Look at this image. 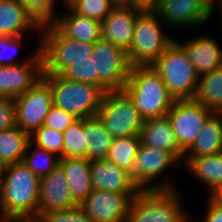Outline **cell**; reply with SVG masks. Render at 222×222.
<instances>
[{"label":"cell","mask_w":222,"mask_h":222,"mask_svg":"<svg viewBox=\"0 0 222 222\" xmlns=\"http://www.w3.org/2000/svg\"><path fill=\"white\" fill-rule=\"evenodd\" d=\"M124 90L144 120L167 115L175 102L162 77L151 66H131Z\"/></svg>","instance_id":"1"},{"label":"cell","mask_w":222,"mask_h":222,"mask_svg":"<svg viewBox=\"0 0 222 222\" xmlns=\"http://www.w3.org/2000/svg\"><path fill=\"white\" fill-rule=\"evenodd\" d=\"M40 178L23 162L9 164L0 189V217L38 214Z\"/></svg>","instance_id":"2"},{"label":"cell","mask_w":222,"mask_h":222,"mask_svg":"<svg viewBox=\"0 0 222 222\" xmlns=\"http://www.w3.org/2000/svg\"><path fill=\"white\" fill-rule=\"evenodd\" d=\"M174 36L154 10H142L137 15L131 46L126 52L130 65L151 66L175 41Z\"/></svg>","instance_id":"3"},{"label":"cell","mask_w":222,"mask_h":222,"mask_svg":"<svg viewBox=\"0 0 222 222\" xmlns=\"http://www.w3.org/2000/svg\"><path fill=\"white\" fill-rule=\"evenodd\" d=\"M180 191V188L140 190L130 202L126 222H191V213L184 207Z\"/></svg>","instance_id":"4"},{"label":"cell","mask_w":222,"mask_h":222,"mask_svg":"<svg viewBox=\"0 0 222 222\" xmlns=\"http://www.w3.org/2000/svg\"><path fill=\"white\" fill-rule=\"evenodd\" d=\"M50 84L55 107L74 115L77 119L95 116L106 91L92 83L67 80L59 74H43Z\"/></svg>","instance_id":"5"},{"label":"cell","mask_w":222,"mask_h":222,"mask_svg":"<svg viewBox=\"0 0 222 222\" xmlns=\"http://www.w3.org/2000/svg\"><path fill=\"white\" fill-rule=\"evenodd\" d=\"M39 50L42 55L43 74H59L74 61L92 57L94 44L64 36L52 23L41 27Z\"/></svg>","instance_id":"6"},{"label":"cell","mask_w":222,"mask_h":222,"mask_svg":"<svg viewBox=\"0 0 222 222\" xmlns=\"http://www.w3.org/2000/svg\"><path fill=\"white\" fill-rule=\"evenodd\" d=\"M162 77L175 100L194 99L199 75L185 50L174 41L151 65Z\"/></svg>","instance_id":"7"},{"label":"cell","mask_w":222,"mask_h":222,"mask_svg":"<svg viewBox=\"0 0 222 222\" xmlns=\"http://www.w3.org/2000/svg\"><path fill=\"white\" fill-rule=\"evenodd\" d=\"M181 168L183 163L173 153L140 143L134 164V183L140 190L177 189V181L165 173Z\"/></svg>","instance_id":"8"},{"label":"cell","mask_w":222,"mask_h":222,"mask_svg":"<svg viewBox=\"0 0 222 222\" xmlns=\"http://www.w3.org/2000/svg\"><path fill=\"white\" fill-rule=\"evenodd\" d=\"M96 115L113 139L139 135L144 123L134 101L124 89L108 90Z\"/></svg>","instance_id":"9"},{"label":"cell","mask_w":222,"mask_h":222,"mask_svg":"<svg viewBox=\"0 0 222 222\" xmlns=\"http://www.w3.org/2000/svg\"><path fill=\"white\" fill-rule=\"evenodd\" d=\"M154 11L171 32H177L178 35H183L181 29L186 33L185 30L194 32L197 28H205L207 24L208 28L211 21L215 20L213 10L203 0H159Z\"/></svg>","instance_id":"10"},{"label":"cell","mask_w":222,"mask_h":222,"mask_svg":"<svg viewBox=\"0 0 222 222\" xmlns=\"http://www.w3.org/2000/svg\"><path fill=\"white\" fill-rule=\"evenodd\" d=\"M52 106L50 84L41 77L30 90L15 98L16 126L29 136L32 135L43 126Z\"/></svg>","instance_id":"11"},{"label":"cell","mask_w":222,"mask_h":222,"mask_svg":"<svg viewBox=\"0 0 222 222\" xmlns=\"http://www.w3.org/2000/svg\"><path fill=\"white\" fill-rule=\"evenodd\" d=\"M214 113L195 99L175 100L167 115L184 152L194 144L200 130Z\"/></svg>","instance_id":"12"},{"label":"cell","mask_w":222,"mask_h":222,"mask_svg":"<svg viewBox=\"0 0 222 222\" xmlns=\"http://www.w3.org/2000/svg\"><path fill=\"white\" fill-rule=\"evenodd\" d=\"M92 57L99 80L109 90H123L131 69L126 52L100 38L94 43Z\"/></svg>","instance_id":"13"},{"label":"cell","mask_w":222,"mask_h":222,"mask_svg":"<svg viewBox=\"0 0 222 222\" xmlns=\"http://www.w3.org/2000/svg\"><path fill=\"white\" fill-rule=\"evenodd\" d=\"M137 194L94 189L80 207L93 222H126L130 202Z\"/></svg>","instance_id":"14"},{"label":"cell","mask_w":222,"mask_h":222,"mask_svg":"<svg viewBox=\"0 0 222 222\" xmlns=\"http://www.w3.org/2000/svg\"><path fill=\"white\" fill-rule=\"evenodd\" d=\"M189 35L188 38H180L181 34L175 36V41L185 50L188 59L194 65L196 73L201 76L222 66V46L217 37L211 36L207 31ZM208 32V33H207ZM179 37V38H178ZM177 38V39H176ZM181 39V40H180ZM180 40V41H179Z\"/></svg>","instance_id":"15"},{"label":"cell","mask_w":222,"mask_h":222,"mask_svg":"<svg viewBox=\"0 0 222 222\" xmlns=\"http://www.w3.org/2000/svg\"><path fill=\"white\" fill-rule=\"evenodd\" d=\"M40 50L26 63L0 66V97L17 98L30 90L42 77Z\"/></svg>","instance_id":"16"},{"label":"cell","mask_w":222,"mask_h":222,"mask_svg":"<svg viewBox=\"0 0 222 222\" xmlns=\"http://www.w3.org/2000/svg\"><path fill=\"white\" fill-rule=\"evenodd\" d=\"M66 174L58 165L50 174L40 178L38 214L66 210L77 206L74 201Z\"/></svg>","instance_id":"17"},{"label":"cell","mask_w":222,"mask_h":222,"mask_svg":"<svg viewBox=\"0 0 222 222\" xmlns=\"http://www.w3.org/2000/svg\"><path fill=\"white\" fill-rule=\"evenodd\" d=\"M142 9L118 3L101 22V38L127 52L134 35L135 21Z\"/></svg>","instance_id":"18"},{"label":"cell","mask_w":222,"mask_h":222,"mask_svg":"<svg viewBox=\"0 0 222 222\" xmlns=\"http://www.w3.org/2000/svg\"><path fill=\"white\" fill-rule=\"evenodd\" d=\"M42 25L17 0H0V34L23 36L36 33L39 41ZM31 32V33H30Z\"/></svg>","instance_id":"19"},{"label":"cell","mask_w":222,"mask_h":222,"mask_svg":"<svg viewBox=\"0 0 222 222\" xmlns=\"http://www.w3.org/2000/svg\"><path fill=\"white\" fill-rule=\"evenodd\" d=\"M93 189L123 193H139L131 174L107 159L91 161Z\"/></svg>","instance_id":"20"},{"label":"cell","mask_w":222,"mask_h":222,"mask_svg":"<svg viewBox=\"0 0 222 222\" xmlns=\"http://www.w3.org/2000/svg\"><path fill=\"white\" fill-rule=\"evenodd\" d=\"M139 137L142 145L167 150L183 163L185 152L179 147L168 115L145 119Z\"/></svg>","instance_id":"21"},{"label":"cell","mask_w":222,"mask_h":222,"mask_svg":"<svg viewBox=\"0 0 222 222\" xmlns=\"http://www.w3.org/2000/svg\"><path fill=\"white\" fill-rule=\"evenodd\" d=\"M58 13L52 24L66 37L87 43L101 38V23L75 13L68 5ZM63 12V13H62Z\"/></svg>","instance_id":"22"},{"label":"cell","mask_w":222,"mask_h":222,"mask_svg":"<svg viewBox=\"0 0 222 222\" xmlns=\"http://www.w3.org/2000/svg\"><path fill=\"white\" fill-rule=\"evenodd\" d=\"M182 169L202 184L208 196L222 185V152L200 157H184Z\"/></svg>","instance_id":"23"},{"label":"cell","mask_w":222,"mask_h":222,"mask_svg":"<svg viewBox=\"0 0 222 222\" xmlns=\"http://www.w3.org/2000/svg\"><path fill=\"white\" fill-rule=\"evenodd\" d=\"M59 165L65 171L74 201L80 205L94 190L91 161L87 158H60Z\"/></svg>","instance_id":"24"},{"label":"cell","mask_w":222,"mask_h":222,"mask_svg":"<svg viewBox=\"0 0 222 222\" xmlns=\"http://www.w3.org/2000/svg\"><path fill=\"white\" fill-rule=\"evenodd\" d=\"M222 152V113H214L204 124L184 157H200Z\"/></svg>","instance_id":"25"},{"label":"cell","mask_w":222,"mask_h":222,"mask_svg":"<svg viewBox=\"0 0 222 222\" xmlns=\"http://www.w3.org/2000/svg\"><path fill=\"white\" fill-rule=\"evenodd\" d=\"M84 135L87 159L89 161L106 159L113 137L97 115L84 119Z\"/></svg>","instance_id":"26"},{"label":"cell","mask_w":222,"mask_h":222,"mask_svg":"<svg viewBox=\"0 0 222 222\" xmlns=\"http://www.w3.org/2000/svg\"><path fill=\"white\" fill-rule=\"evenodd\" d=\"M194 99L215 113H222V66L199 76Z\"/></svg>","instance_id":"27"},{"label":"cell","mask_w":222,"mask_h":222,"mask_svg":"<svg viewBox=\"0 0 222 222\" xmlns=\"http://www.w3.org/2000/svg\"><path fill=\"white\" fill-rule=\"evenodd\" d=\"M30 136L18 126L0 132V160L6 165L23 162Z\"/></svg>","instance_id":"28"},{"label":"cell","mask_w":222,"mask_h":222,"mask_svg":"<svg viewBox=\"0 0 222 222\" xmlns=\"http://www.w3.org/2000/svg\"><path fill=\"white\" fill-rule=\"evenodd\" d=\"M140 146L139 135L113 139L107 160L131 174L134 181V164Z\"/></svg>","instance_id":"29"},{"label":"cell","mask_w":222,"mask_h":222,"mask_svg":"<svg viewBox=\"0 0 222 222\" xmlns=\"http://www.w3.org/2000/svg\"><path fill=\"white\" fill-rule=\"evenodd\" d=\"M60 157L29 141L23 163L39 178L50 174L58 165Z\"/></svg>","instance_id":"30"},{"label":"cell","mask_w":222,"mask_h":222,"mask_svg":"<svg viewBox=\"0 0 222 222\" xmlns=\"http://www.w3.org/2000/svg\"><path fill=\"white\" fill-rule=\"evenodd\" d=\"M24 36L26 35L8 36L5 34H0V66H11L26 63L39 51V41H37L36 46L33 48L34 50L29 51L32 53H27L28 55L26 54V57H22L21 55V59H18L17 56L19 55V50H21V46L24 47V40L29 38L28 36L24 38Z\"/></svg>","instance_id":"31"},{"label":"cell","mask_w":222,"mask_h":222,"mask_svg":"<svg viewBox=\"0 0 222 222\" xmlns=\"http://www.w3.org/2000/svg\"><path fill=\"white\" fill-rule=\"evenodd\" d=\"M63 158H87L84 119H78L63 132Z\"/></svg>","instance_id":"32"},{"label":"cell","mask_w":222,"mask_h":222,"mask_svg":"<svg viewBox=\"0 0 222 222\" xmlns=\"http://www.w3.org/2000/svg\"><path fill=\"white\" fill-rule=\"evenodd\" d=\"M59 75L67 80L87 82L102 87L106 92L109 90L96 75V66L93 57L88 60L74 61L65 67Z\"/></svg>","instance_id":"33"},{"label":"cell","mask_w":222,"mask_h":222,"mask_svg":"<svg viewBox=\"0 0 222 222\" xmlns=\"http://www.w3.org/2000/svg\"><path fill=\"white\" fill-rule=\"evenodd\" d=\"M120 0H72L68 6L77 14L102 22Z\"/></svg>","instance_id":"34"},{"label":"cell","mask_w":222,"mask_h":222,"mask_svg":"<svg viewBox=\"0 0 222 222\" xmlns=\"http://www.w3.org/2000/svg\"><path fill=\"white\" fill-rule=\"evenodd\" d=\"M21 3L41 24L52 23L58 13L60 12L57 7L60 5L63 8L62 0H17ZM58 3V5H57ZM57 8V9H56Z\"/></svg>","instance_id":"35"},{"label":"cell","mask_w":222,"mask_h":222,"mask_svg":"<svg viewBox=\"0 0 222 222\" xmlns=\"http://www.w3.org/2000/svg\"><path fill=\"white\" fill-rule=\"evenodd\" d=\"M30 141L34 145L55 153L58 157L63 158V132L41 126L32 135H30Z\"/></svg>","instance_id":"36"},{"label":"cell","mask_w":222,"mask_h":222,"mask_svg":"<svg viewBox=\"0 0 222 222\" xmlns=\"http://www.w3.org/2000/svg\"><path fill=\"white\" fill-rule=\"evenodd\" d=\"M42 216L46 222H93L80 205L66 210L43 213Z\"/></svg>","instance_id":"37"},{"label":"cell","mask_w":222,"mask_h":222,"mask_svg":"<svg viewBox=\"0 0 222 222\" xmlns=\"http://www.w3.org/2000/svg\"><path fill=\"white\" fill-rule=\"evenodd\" d=\"M77 120L78 119L74 115L53 105L45 118L43 126L64 132Z\"/></svg>","instance_id":"38"},{"label":"cell","mask_w":222,"mask_h":222,"mask_svg":"<svg viewBox=\"0 0 222 222\" xmlns=\"http://www.w3.org/2000/svg\"><path fill=\"white\" fill-rule=\"evenodd\" d=\"M16 126L15 99L0 97V132Z\"/></svg>","instance_id":"39"},{"label":"cell","mask_w":222,"mask_h":222,"mask_svg":"<svg viewBox=\"0 0 222 222\" xmlns=\"http://www.w3.org/2000/svg\"><path fill=\"white\" fill-rule=\"evenodd\" d=\"M204 213L201 216V220H197V215L196 217L193 216L195 213L192 214L191 212V222H222V208L218 207L216 204H214L207 196H206V204ZM194 218V219H193ZM196 218V219H195ZM194 220V221H193Z\"/></svg>","instance_id":"40"},{"label":"cell","mask_w":222,"mask_h":222,"mask_svg":"<svg viewBox=\"0 0 222 222\" xmlns=\"http://www.w3.org/2000/svg\"><path fill=\"white\" fill-rule=\"evenodd\" d=\"M0 222H46L40 214L12 215L0 217Z\"/></svg>","instance_id":"41"},{"label":"cell","mask_w":222,"mask_h":222,"mask_svg":"<svg viewBox=\"0 0 222 222\" xmlns=\"http://www.w3.org/2000/svg\"><path fill=\"white\" fill-rule=\"evenodd\" d=\"M159 0H120L126 6L137 7L142 10H154Z\"/></svg>","instance_id":"42"},{"label":"cell","mask_w":222,"mask_h":222,"mask_svg":"<svg viewBox=\"0 0 222 222\" xmlns=\"http://www.w3.org/2000/svg\"><path fill=\"white\" fill-rule=\"evenodd\" d=\"M214 204L222 208V185L207 196Z\"/></svg>","instance_id":"43"},{"label":"cell","mask_w":222,"mask_h":222,"mask_svg":"<svg viewBox=\"0 0 222 222\" xmlns=\"http://www.w3.org/2000/svg\"><path fill=\"white\" fill-rule=\"evenodd\" d=\"M220 11V12H219ZM216 12H219V14H220V18H219V22H218V24H219V27L217 26V28L219 29L218 31H220L221 33H220V37H221V34H222V3L221 4H217L216 6H215V8L213 9V18H214V16H215V13Z\"/></svg>","instance_id":"44"},{"label":"cell","mask_w":222,"mask_h":222,"mask_svg":"<svg viewBox=\"0 0 222 222\" xmlns=\"http://www.w3.org/2000/svg\"><path fill=\"white\" fill-rule=\"evenodd\" d=\"M6 167L7 165L0 160V189H1L4 177H5Z\"/></svg>","instance_id":"45"},{"label":"cell","mask_w":222,"mask_h":222,"mask_svg":"<svg viewBox=\"0 0 222 222\" xmlns=\"http://www.w3.org/2000/svg\"><path fill=\"white\" fill-rule=\"evenodd\" d=\"M212 10L218 4V0H203Z\"/></svg>","instance_id":"46"},{"label":"cell","mask_w":222,"mask_h":222,"mask_svg":"<svg viewBox=\"0 0 222 222\" xmlns=\"http://www.w3.org/2000/svg\"><path fill=\"white\" fill-rule=\"evenodd\" d=\"M64 5H68L72 0H62Z\"/></svg>","instance_id":"47"}]
</instances>
